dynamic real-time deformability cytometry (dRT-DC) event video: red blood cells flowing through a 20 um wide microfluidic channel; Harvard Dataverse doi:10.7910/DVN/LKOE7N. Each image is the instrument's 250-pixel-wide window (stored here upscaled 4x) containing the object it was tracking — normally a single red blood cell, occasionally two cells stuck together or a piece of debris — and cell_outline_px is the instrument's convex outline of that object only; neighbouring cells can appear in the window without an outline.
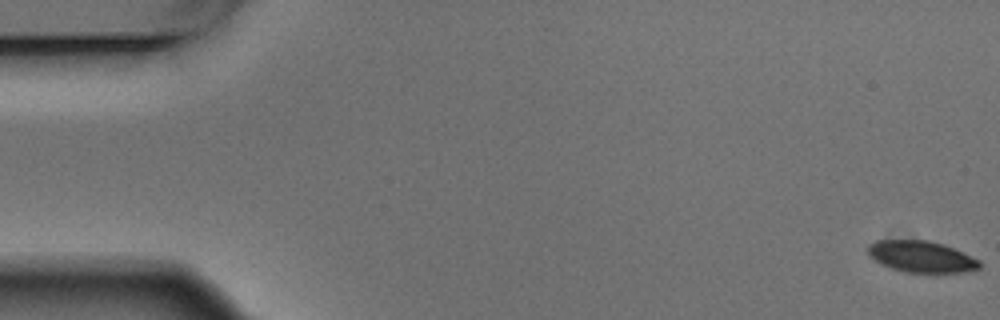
{"species": "Egyptian fruit bat (a non-hibernating species)", "species_latin": "Rousettus aegyptiacus", "temperature_condition": "warm", "stored_images_in_passage": 6, "segment_of_instrument_passage": [1, 2], "camera_frame_rate_fps": 3000, "um_per_image_px": 0.085, "animal": {"sex": "male"}, "frame": {"image": 1, "passage_image": 1, "time_ms": 0.0, "image_size_px": [1000, 320], "cell_outline_px": [[980, 268], [964, 272], [904, 272], [880, 264], [868, 252], [868, 244], [876, 240], [928, 240], [944, 244], [980, 260]], "centroid_in_image_um": [78.32, 21.8], "position_along_channel_um": 6.7, "area_um2": 20.29}}
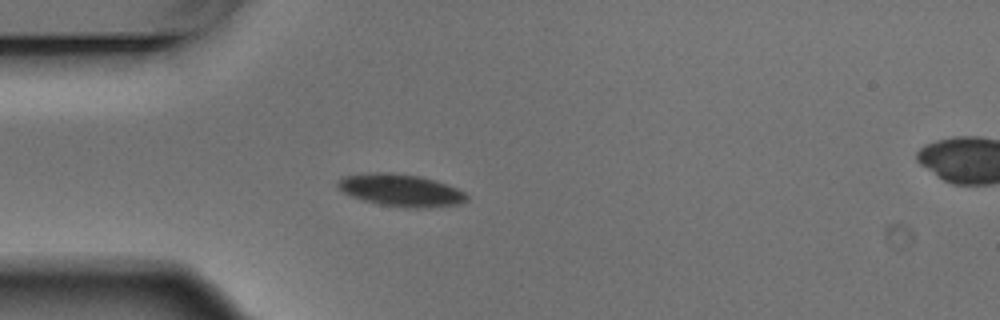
{"frame": {"image": 2, "passage_image": 5, "time_ms": 1.333, "image_size_px": [1000, 320], "cell_outline_px": [[468, 200], [460, 204], [428, 208], [404, 208], [380, 204], [364, 200], [352, 196], [336, 188], [336, 180], [344, 176], [372, 172], [384, 172], [420, 176], [436, 180], [456, 188], [464, 192], [468, 196]], "centroid_in_image_um": [34.06, 16.17], "position_along_channel_um": 50.9, "area_um2": 24.39}}